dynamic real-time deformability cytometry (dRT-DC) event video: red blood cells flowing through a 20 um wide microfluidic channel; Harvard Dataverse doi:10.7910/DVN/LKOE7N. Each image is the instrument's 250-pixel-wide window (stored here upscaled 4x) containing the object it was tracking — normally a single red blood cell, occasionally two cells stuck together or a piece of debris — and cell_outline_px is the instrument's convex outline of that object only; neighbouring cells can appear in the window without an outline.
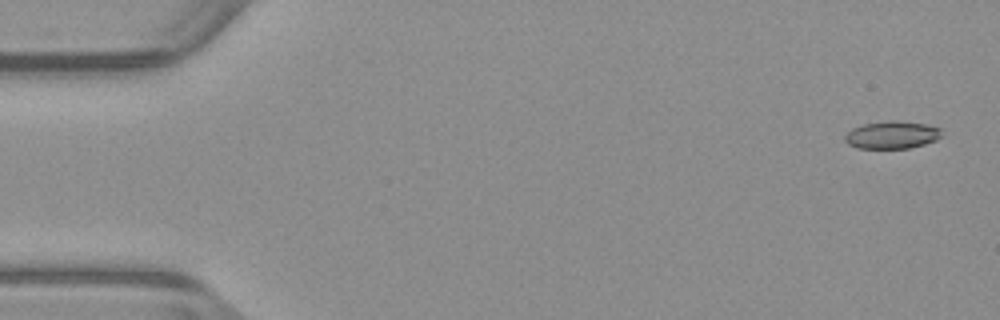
{"species": "common noctule bat (a hibernating species)", "species_latin": "Nyctalus noctula", "temperature_condition": "warm", "stored_images_in_passage": 52, "camera_frame_rate_fps": 3000, "um_per_image_px": 0.085, "animal": {"sex": "male", "body_mass_g": 23.1, "forearm_length_mm": 52.7}, "frame": {"image": 1, "passage_image": 2, "time_ms": 0.333, "image_size_px": [1000, 320], "cell_outline_px": [[944, 136], [936, 140], [924, 144], [908, 148], [856, 148], [848, 144], [844, 140], [844, 136], [852, 128], [864, 124], [888, 120], [900, 120], [928, 124], [940, 128]], "centroid_in_image_um": [75.84, 11.45], "position_along_channel_um": 9.2, "area_um2": 15.78}}
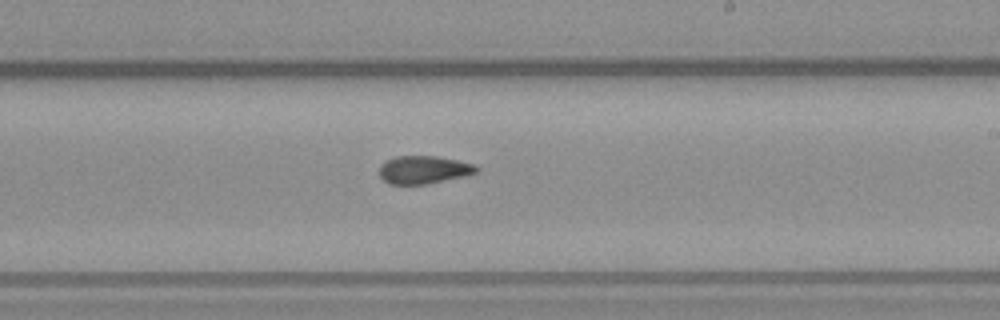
{"frame": {"image": 2, "passage_image": 31, "time_ms": 10.0, "image_size_px": [1000, 320], "cell_outline_px": [[480, 168], [476, 172], [468, 176], [428, 184], [388, 184], [380, 176], [380, 164], [396, 156], [436, 156], [476, 164]], "centroid_in_image_um": [36.06, 14.44], "position_along_channel_um": 252.9, "area_um2": 15.95}}
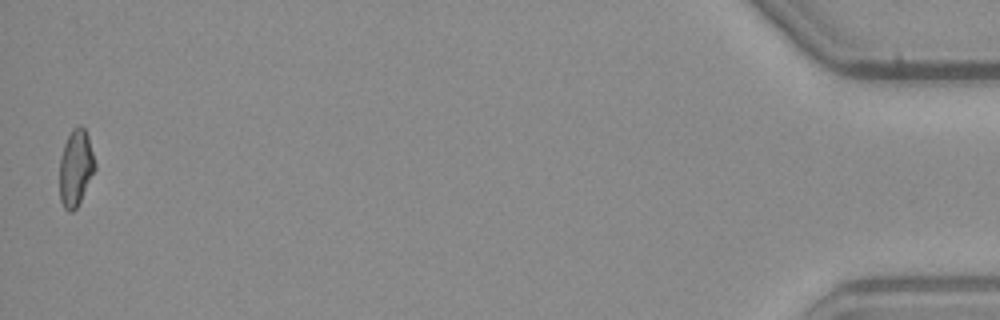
{"frame": {"image": 3, "passage_image": 52, "time_ms": 17.0, "image_size_px": [1000, 320], "cell_outline_px": [[96, 168], [76, 208], [72, 212], [68, 212], [64, 208], [60, 200], [60, 160], [64, 144], [72, 128], [80, 124], [84, 128], [88, 136], [96, 164]], "centroid_in_image_um": [6.43, 14.26], "position_along_channel_um": 428.8, "area_um2": 15.66}, "authors_computed_cell_mechanics": {"area_um2": 16.2707, "velocity_mm_per_s": 3.9598, "shape_relaxation_time_tau1_ms": null, "shape_relaxation_time_tau2_ms": 2.8438, "deformation_change_tau1": null, "deformation_change_tau2": 0.0721}}